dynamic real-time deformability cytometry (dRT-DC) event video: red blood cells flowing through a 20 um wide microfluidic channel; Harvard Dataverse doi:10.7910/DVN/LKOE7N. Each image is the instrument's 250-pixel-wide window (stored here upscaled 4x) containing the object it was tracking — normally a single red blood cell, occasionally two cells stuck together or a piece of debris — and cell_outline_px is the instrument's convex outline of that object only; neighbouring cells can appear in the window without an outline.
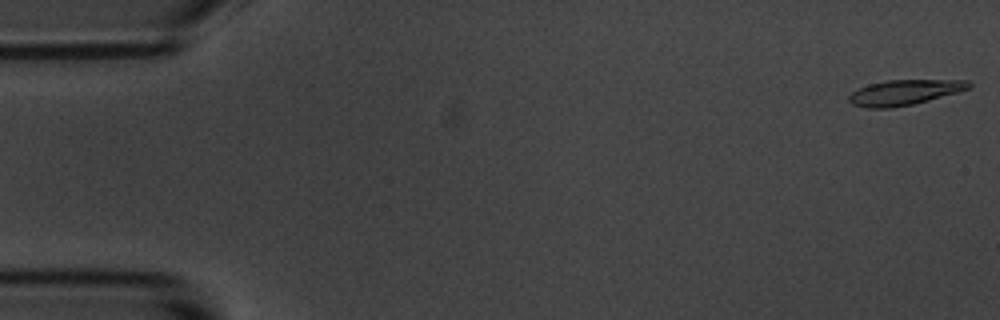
{"species": "common noctule bat (a hibernating species)", "species_latin": "Nyctalus noctula", "temperature_condition": "room temperature", "stored_images_in_passage": 57, "camera_frame_rate_fps": 3000, "um_per_image_px": 0.085, "animal": {"sex": "male", "body_mass_g": 20.1, "forearm_length_mm": 53.5}, "frame": {"image": 1, "passage_image": 1, "time_ms": 0.0, "image_size_px": [1000, 320], "cell_outline_px": [[972, 88], [928, 100], [912, 104], [892, 108], [868, 108], [852, 104], [848, 100], [848, 96], [852, 92], [868, 84], [888, 80], [968, 80], [972, 84]], "centroid_in_image_um": [76.88, 7.85], "position_along_channel_um": 8.1, "area_um2": 17.57}}
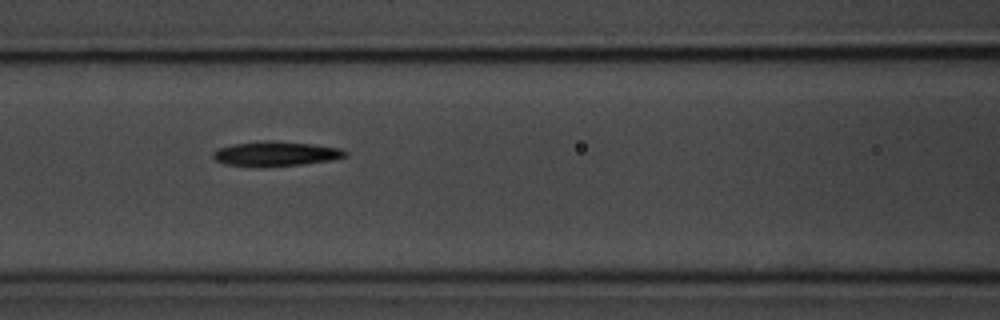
{"frame": {"image": 2, "passage_image": 24, "time_ms": 7.667, "image_size_px": [1000, 320], "cell_outline_px": [[348, 152], [344, 156], [332, 160], [300, 164], [256, 168], [224, 164], [216, 160], [212, 156], [212, 152], [220, 148], [232, 144], [264, 140], [276, 140], [312, 144], [340, 148]], "centroid_in_image_um": [23.38, 13.07], "position_along_channel_um": 143.2, "area_um2": 19.25}}
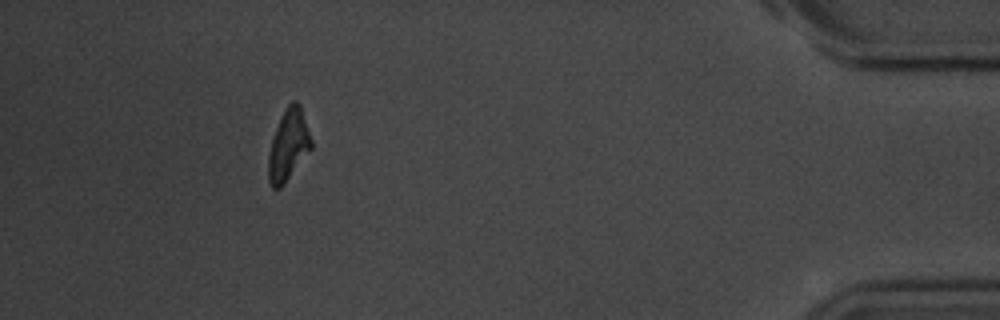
{"frame": {"image": 3, "passage_image": 52, "time_ms": 17.0, "image_size_px": [1000, 320], "cell_outline_px": [[312, 148], [284, 184], [280, 188], [272, 188], [268, 180], [268, 156], [272, 140], [276, 128], [288, 104], [292, 100], [296, 100], [300, 104], [312, 140]], "centroid_in_image_um": [24.52, 12.34], "position_along_channel_um": 410.7, "area_um2": 17.57}, "authors_computed_cell_mechanics": {"area_um2": 18.207, "velocity_mm_per_s": 3.4978, "shape_relaxation_time_tau1_ms": 3.9075, "shape_relaxation_time_tau2_ms": null, "deformation_change_tau1": 0.1663, "deformation_change_tau2": null}}